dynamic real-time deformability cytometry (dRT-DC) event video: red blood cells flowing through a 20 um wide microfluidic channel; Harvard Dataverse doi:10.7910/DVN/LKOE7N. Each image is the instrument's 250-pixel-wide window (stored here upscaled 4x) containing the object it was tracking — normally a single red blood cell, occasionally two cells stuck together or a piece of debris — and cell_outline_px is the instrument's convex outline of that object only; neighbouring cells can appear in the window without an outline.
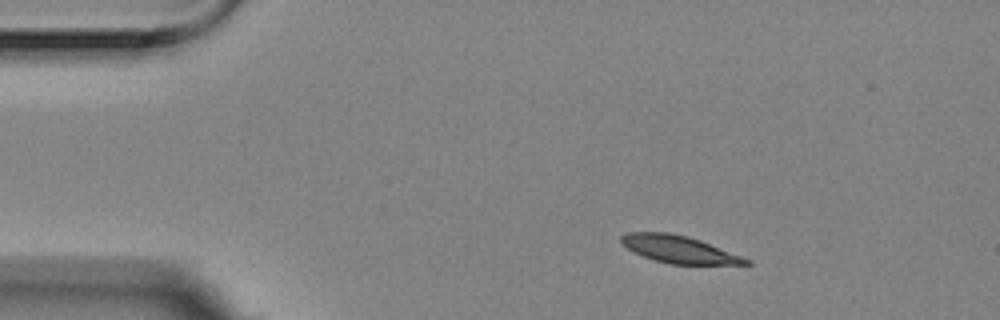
{"species": "Egyptian fruit bat (a non-hibernating species)", "species_latin": "Rousettus aegyptiacus", "temperature_condition": "room temperature", "stored_images_in_passage": 4, "camera_frame_rate_fps": 3000, "um_per_image_px": 0.085, "animal": {"sex": "female"}, "frame": {"image": 1, "passage_image": 2, "time_ms": 0.333, "image_size_px": [1000, 320], "cell_outline_px": [[752, 264], [672, 264], [652, 260], [620, 244], [620, 236], [628, 232], [668, 232], [688, 236], [700, 240], [752, 260]], "centroid_in_image_um": [57.7, 21.18], "position_along_channel_um": 27.3, "area_um2": 19.77}}